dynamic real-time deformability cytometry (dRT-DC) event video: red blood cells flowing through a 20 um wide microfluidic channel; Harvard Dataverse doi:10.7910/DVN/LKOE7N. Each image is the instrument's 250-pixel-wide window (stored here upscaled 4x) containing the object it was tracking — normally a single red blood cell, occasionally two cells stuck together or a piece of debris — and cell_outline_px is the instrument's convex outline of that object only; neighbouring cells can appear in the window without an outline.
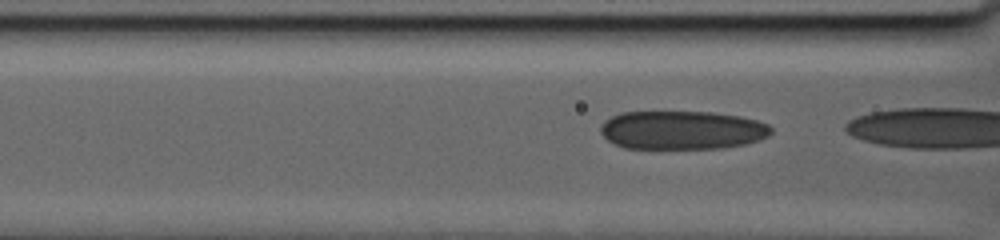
{"species": "human", "species_latin": "Homo sapiens", "temperature_condition": "warm", "stored_images_in_passage": 8, "camera_frame_rate_fps": 3000, "um_per_image_px": 0.085, "donor": {"sex": "male"}, "frame": {"image": 1, "passage_image": 7, "time_ms": 1.667, "image_size_px": [1000, 240], "cell_outline_px": [[772, 132], [768, 136], [760, 140], [744, 144], [724, 148], [624, 148], [608, 140], [600, 132], [600, 124], [604, 120], [620, 112], [712, 112], [740, 116], [756, 120], [768, 124], [772, 128]], "centroid_in_image_um": [57.97, 11.05], "position_along_channel_um": 108.6, "area_um2": 38.49}}